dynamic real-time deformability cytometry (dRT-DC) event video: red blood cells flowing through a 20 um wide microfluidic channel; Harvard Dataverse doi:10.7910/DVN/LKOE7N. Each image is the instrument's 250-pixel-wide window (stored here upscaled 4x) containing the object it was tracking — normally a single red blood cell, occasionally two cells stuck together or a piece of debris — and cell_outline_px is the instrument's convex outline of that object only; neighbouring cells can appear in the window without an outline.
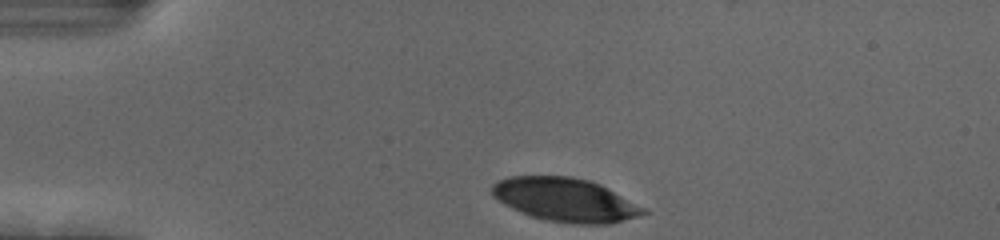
{"species": "human", "species_latin": "Homo sapiens", "temperature_condition": "cold", "stored_images_in_passage": 34, "camera_frame_rate_fps": 3000, "um_per_image_px": 0.085, "donor": {"sex": "female"}, "frame": {"image": 1, "passage_image": 1, "time_ms": 0.0, "image_size_px": [1000, 240], "cell_outline_px": [[648, 212], [640, 216], [608, 224], [572, 224], [548, 220], [532, 216], [512, 208], [504, 204], [492, 196], [492, 184], [508, 176], [568, 176], [588, 180], [600, 184], [608, 188], [644, 208]], "centroid_in_image_um": [48.04, 16.98], "position_along_channel_um": 37.0, "area_um2": 38.15}}
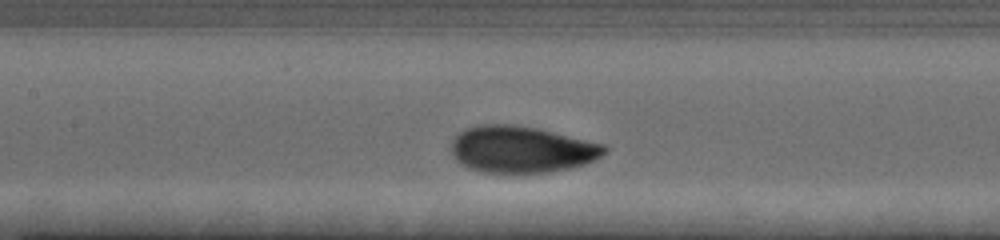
{"frame": {"image": 2, "passage_image": 15, "time_ms": 4.667, "image_size_px": [1000, 240], "cell_outline_px": [[608, 148], [600, 156], [584, 164], [568, 168], [548, 172], [480, 172], [468, 168], [456, 160], [452, 152], [452, 140], [464, 128], [480, 124], [512, 124], [536, 128], [604, 144]], "centroid_in_image_um": [44.28, 12.69], "position_along_channel_um": 163.1, "area_um2": 41.27}}
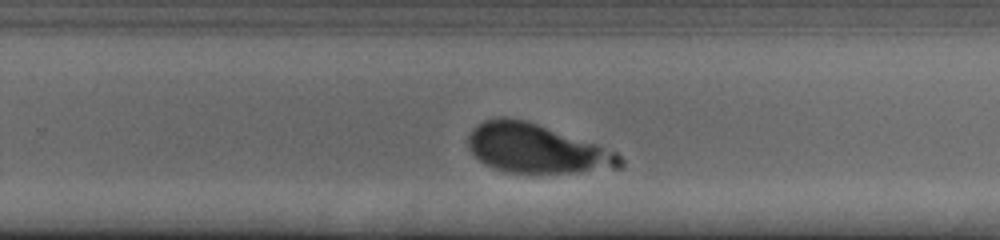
{"frame": {"image": 3, "passage_image": 25, "time_ms": 8.0, "image_size_px": [1000, 240], "cell_outline_px": [[600, 156], [596, 164], [580, 172], [508, 172], [492, 168], [484, 164], [468, 148], [468, 136], [472, 128], [476, 124], [484, 120], [500, 116], [504, 116], [528, 120], [600, 144]], "centroid_in_image_um": [45.06, 12.5], "position_along_channel_um": 284.7, "area_um2": 40.17}, "authors_computed_cell_mechanics": {"area_um2": 40.4889, "velocity_mm_per_s": 3.6708, "shape_relaxation_time_tau1_ms": 2.7699, "shape_relaxation_time_tau2_ms": null, "deformation_change_tau1": 0.1602, "deformation_change_tau2": null}}